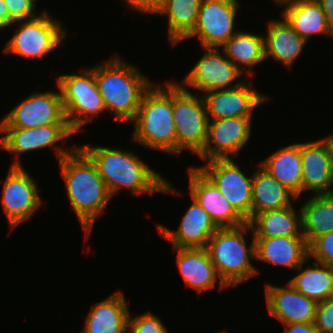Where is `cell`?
<instances>
[{
  "mask_svg": "<svg viewBox=\"0 0 333 333\" xmlns=\"http://www.w3.org/2000/svg\"><path fill=\"white\" fill-rule=\"evenodd\" d=\"M79 147L94 162L112 197L123 187L139 195L178 192L165 177L152 170L130 150L88 144Z\"/></svg>",
  "mask_w": 333,
  "mask_h": 333,
  "instance_id": "1",
  "label": "cell"
},
{
  "mask_svg": "<svg viewBox=\"0 0 333 333\" xmlns=\"http://www.w3.org/2000/svg\"><path fill=\"white\" fill-rule=\"evenodd\" d=\"M66 194L80 222L85 239L112 198L91 158L77 145L58 161Z\"/></svg>",
  "mask_w": 333,
  "mask_h": 333,
  "instance_id": "2",
  "label": "cell"
},
{
  "mask_svg": "<svg viewBox=\"0 0 333 333\" xmlns=\"http://www.w3.org/2000/svg\"><path fill=\"white\" fill-rule=\"evenodd\" d=\"M138 70L122 60L120 55L95 66V80L106 111L113 112L118 122L135 119L143 94L153 84Z\"/></svg>",
  "mask_w": 333,
  "mask_h": 333,
  "instance_id": "3",
  "label": "cell"
},
{
  "mask_svg": "<svg viewBox=\"0 0 333 333\" xmlns=\"http://www.w3.org/2000/svg\"><path fill=\"white\" fill-rule=\"evenodd\" d=\"M152 86L143 94L132 139L144 147L177 157V139L172 113V82Z\"/></svg>",
  "mask_w": 333,
  "mask_h": 333,
  "instance_id": "4",
  "label": "cell"
},
{
  "mask_svg": "<svg viewBox=\"0 0 333 333\" xmlns=\"http://www.w3.org/2000/svg\"><path fill=\"white\" fill-rule=\"evenodd\" d=\"M252 231L248 222L233 228H218L209 239L206 249L220 278V289L236 286L259 271L252 265L255 259V237L248 247L245 233Z\"/></svg>",
  "mask_w": 333,
  "mask_h": 333,
  "instance_id": "5",
  "label": "cell"
},
{
  "mask_svg": "<svg viewBox=\"0 0 333 333\" xmlns=\"http://www.w3.org/2000/svg\"><path fill=\"white\" fill-rule=\"evenodd\" d=\"M80 73L63 74L57 78L66 121L74 133L106 111L95 80V66L82 69Z\"/></svg>",
  "mask_w": 333,
  "mask_h": 333,
  "instance_id": "6",
  "label": "cell"
},
{
  "mask_svg": "<svg viewBox=\"0 0 333 333\" xmlns=\"http://www.w3.org/2000/svg\"><path fill=\"white\" fill-rule=\"evenodd\" d=\"M172 113L177 139V156L185 150L199 155L205 145L208 115L204 100L172 82Z\"/></svg>",
  "mask_w": 333,
  "mask_h": 333,
  "instance_id": "7",
  "label": "cell"
},
{
  "mask_svg": "<svg viewBox=\"0 0 333 333\" xmlns=\"http://www.w3.org/2000/svg\"><path fill=\"white\" fill-rule=\"evenodd\" d=\"M45 11L30 20L16 21L12 25L18 28L10 40L5 43L3 52L24 58H41L52 52L66 37L61 21L52 18Z\"/></svg>",
  "mask_w": 333,
  "mask_h": 333,
  "instance_id": "8",
  "label": "cell"
},
{
  "mask_svg": "<svg viewBox=\"0 0 333 333\" xmlns=\"http://www.w3.org/2000/svg\"><path fill=\"white\" fill-rule=\"evenodd\" d=\"M75 134L68 124H51L36 128H0V147L5 151L16 154L12 166H22L19 157L22 153L40 150L50 147L55 150V156L58 161L68 155L75 147L70 150L58 148L56 143L64 142L68 137ZM56 146V147H55Z\"/></svg>",
  "mask_w": 333,
  "mask_h": 333,
  "instance_id": "9",
  "label": "cell"
},
{
  "mask_svg": "<svg viewBox=\"0 0 333 333\" xmlns=\"http://www.w3.org/2000/svg\"><path fill=\"white\" fill-rule=\"evenodd\" d=\"M219 189L234 210L248 222L252 218L253 174L246 176L233 159H215L198 167Z\"/></svg>",
  "mask_w": 333,
  "mask_h": 333,
  "instance_id": "10",
  "label": "cell"
},
{
  "mask_svg": "<svg viewBox=\"0 0 333 333\" xmlns=\"http://www.w3.org/2000/svg\"><path fill=\"white\" fill-rule=\"evenodd\" d=\"M202 50L206 53L196 62L180 83L184 89L191 88L206 93L231 89L245 81L246 78L239 77L243 72L226 57L223 50L222 53L220 48L202 47ZM237 78L238 81L235 82Z\"/></svg>",
  "mask_w": 333,
  "mask_h": 333,
  "instance_id": "11",
  "label": "cell"
},
{
  "mask_svg": "<svg viewBox=\"0 0 333 333\" xmlns=\"http://www.w3.org/2000/svg\"><path fill=\"white\" fill-rule=\"evenodd\" d=\"M238 0H202L194 30L184 39L198 38L203 48H221L233 35Z\"/></svg>",
  "mask_w": 333,
  "mask_h": 333,
  "instance_id": "12",
  "label": "cell"
},
{
  "mask_svg": "<svg viewBox=\"0 0 333 333\" xmlns=\"http://www.w3.org/2000/svg\"><path fill=\"white\" fill-rule=\"evenodd\" d=\"M68 124L60 92H36L16 105L0 121V128H36Z\"/></svg>",
  "mask_w": 333,
  "mask_h": 333,
  "instance_id": "13",
  "label": "cell"
},
{
  "mask_svg": "<svg viewBox=\"0 0 333 333\" xmlns=\"http://www.w3.org/2000/svg\"><path fill=\"white\" fill-rule=\"evenodd\" d=\"M3 184L2 205L10 230L31 218L42 205L37 184L23 166H12Z\"/></svg>",
  "mask_w": 333,
  "mask_h": 333,
  "instance_id": "14",
  "label": "cell"
},
{
  "mask_svg": "<svg viewBox=\"0 0 333 333\" xmlns=\"http://www.w3.org/2000/svg\"><path fill=\"white\" fill-rule=\"evenodd\" d=\"M252 118H223L209 120L207 138L198 155L204 161L233 159L249 142Z\"/></svg>",
  "mask_w": 333,
  "mask_h": 333,
  "instance_id": "15",
  "label": "cell"
},
{
  "mask_svg": "<svg viewBox=\"0 0 333 333\" xmlns=\"http://www.w3.org/2000/svg\"><path fill=\"white\" fill-rule=\"evenodd\" d=\"M248 80L246 78L243 83L231 89L203 93L208 119L252 118L256 107L269 98L253 88Z\"/></svg>",
  "mask_w": 333,
  "mask_h": 333,
  "instance_id": "16",
  "label": "cell"
},
{
  "mask_svg": "<svg viewBox=\"0 0 333 333\" xmlns=\"http://www.w3.org/2000/svg\"><path fill=\"white\" fill-rule=\"evenodd\" d=\"M189 194L209 214L217 228H233L246 223L216 185L197 167L189 168Z\"/></svg>",
  "mask_w": 333,
  "mask_h": 333,
  "instance_id": "17",
  "label": "cell"
},
{
  "mask_svg": "<svg viewBox=\"0 0 333 333\" xmlns=\"http://www.w3.org/2000/svg\"><path fill=\"white\" fill-rule=\"evenodd\" d=\"M302 192L333 194V156L322 138L301 143Z\"/></svg>",
  "mask_w": 333,
  "mask_h": 333,
  "instance_id": "18",
  "label": "cell"
},
{
  "mask_svg": "<svg viewBox=\"0 0 333 333\" xmlns=\"http://www.w3.org/2000/svg\"><path fill=\"white\" fill-rule=\"evenodd\" d=\"M269 314L283 325L314 323L317 302L299 293L289 282L286 286H265Z\"/></svg>",
  "mask_w": 333,
  "mask_h": 333,
  "instance_id": "19",
  "label": "cell"
},
{
  "mask_svg": "<svg viewBox=\"0 0 333 333\" xmlns=\"http://www.w3.org/2000/svg\"><path fill=\"white\" fill-rule=\"evenodd\" d=\"M191 199L192 204L176 231L160 224L157 228L159 234L171 241L174 248H206L209 239L218 229L197 200L193 196Z\"/></svg>",
  "mask_w": 333,
  "mask_h": 333,
  "instance_id": "20",
  "label": "cell"
},
{
  "mask_svg": "<svg viewBox=\"0 0 333 333\" xmlns=\"http://www.w3.org/2000/svg\"><path fill=\"white\" fill-rule=\"evenodd\" d=\"M255 259L277 266L297 269L309 260L304 236L255 238Z\"/></svg>",
  "mask_w": 333,
  "mask_h": 333,
  "instance_id": "21",
  "label": "cell"
},
{
  "mask_svg": "<svg viewBox=\"0 0 333 333\" xmlns=\"http://www.w3.org/2000/svg\"><path fill=\"white\" fill-rule=\"evenodd\" d=\"M121 290L94 304L80 333L128 332L129 307Z\"/></svg>",
  "mask_w": 333,
  "mask_h": 333,
  "instance_id": "22",
  "label": "cell"
},
{
  "mask_svg": "<svg viewBox=\"0 0 333 333\" xmlns=\"http://www.w3.org/2000/svg\"><path fill=\"white\" fill-rule=\"evenodd\" d=\"M177 266L187 287L199 294L215 287L218 277L206 248H173Z\"/></svg>",
  "mask_w": 333,
  "mask_h": 333,
  "instance_id": "23",
  "label": "cell"
},
{
  "mask_svg": "<svg viewBox=\"0 0 333 333\" xmlns=\"http://www.w3.org/2000/svg\"><path fill=\"white\" fill-rule=\"evenodd\" d=\"M281 18L267 23V35L264 36L265 59L271 56L290 69L300 57L307 41L297 34L283 17Z\"/></svg>",
  "mask_w": 333,
  "mask_h": 333,
  "instance_id": "24",
  "label": "cell"
},
{
  "mask_svg": "<svg viewBox=\"0 0 333 333\" xmlns=\"http://www.w3.org/2000/svg\"><path fill=\"white\" fill-rule=\"evenodd\" d=\"M259 166L297 198L302 193L301 143H294L270 154Z\"/></svg>",
  "mask_w": 333,
  "mask_h": 333,
  "instance_id": "25",
  "label": "cell"
},
{
  "mask_svg": "<svg viewBox=\"0 0 333 333\" xmlns=\"http://www.w3.org/2000/svg\"><path fill=\"white\" fill-rule=\"evenodd\" d=\"M248 223L255 238L303 236L301 211L293 205L258 213Z\"/></svg>",
  "mask_w": 333,
  "mask_h": 333,
  "instance_id": "26",
  "label": "cell"
},
{
  "mask_svg": "<svg viewBox=\"0 0 333 333\" xmlns=\"http://www.w3.org/2000/svg\"><path fill=\"white\" fill-rule=\"evenodd\" d=\"M282 16L307 42L313 35L331 37L326 15L317 0H297L284 4Z\"/></svg>",
  "mask_w": 333,
  "mask_h": 333,
  "instance_id": "27",
  "label": "cell"
},
{
  "mask_svg": "<svg viewBox=\"0 0 333 333\" xmlns=\"http://www.w3.org/2000/svg\"><path fill=\"white\" fill-rule=\"evenodd\" d=\"M291 199H298L260 166L252 180V217L258 213L292 206Z\"/></svg>",
  "mask_w": 333,
  "mask_h": 333,
  "instance_id": "28",
  "label": "cell"
},
{
  "mask_svg": "<svg viewBox=\"0 0 333 333\" xmlns=\"http://www.w3.org/2000/svg\"><path fill=\"white\" fill-rule=\"evenodd\" d=\"M260 35L238 31L221 47L226 57L245 73V77L252 76L253 67L266 60L264 36Z\"/></svg>",
  "mask_w": 333,
  "mask_h": 333,
  "instance_id": "29",
  "label": "cell"
},
{
  "mask_svg": "<svg viewBox=\"0 0 333 333\" xmlns=\"http://www.w3.org/2000/svg\"><path fill=\"white\" fill-rule=\"evenodd\" d=\"M202 0H162L159 15L167 16L169 41L173 46L194 30Z\"/></svg>",
  "mask_w": 333,
  "mask_h": 333,
  "instance_id": "30",
  "label": "cell"
},
{
  "mask_svg": "<svg viewBox=\"0 0 333 333\" xmlns=\"http://www.w3.org/2000/svg\"><path fill=\"white\" fill-rule=\"evenodd\" d=\"M301 206L302 234L308 244L333 231V194L313 195Z\"/></svg>",
  "mask_w": 333,
  "mask_h": 333,
  "instance_id": "31",
  "label": "cell"
},
{
  "mask_svg": "<svg viewBox=\"0 0 333 333\" xmlns=\"http://www.w3.org/2000/svg\"><path fill=\"white\" fill-rule=\"evenodd\" d=\"M296 270L299 273L288 282L299 293L317 303L332 298L333 266L313 262L308 268L302 264Z\"/></svg>",
  "mask_w": 333,
  "mask_h": 333,
  "instance_id": "32",
  "label": "cell"
},
{
  "mask_svg": "<svg viewBox=\"0 0 333 333\" xmlns=\"http://www.w3.org/2000/svg\"><path fill=\"white\" fill-rule=\"evenodd\" d=\"M158 317L147 311L141 315L132 318L131 313H129L128 318V332L130 333H168L166 326Z\"/></svg>",
  "mask_w": 333,
  "mask_h": 333,
  "instance_id": "33",
  "label": "cell"
},
{
  "mask_svg": "<svg viewBox=\"0 0 333 333\" xmlns=\"http://www.w3.org/2000/svg\"><path fill=\"white\" fill-rule=\"evenodd\" d=\"M309 259L333 266V231L319 235L308 244Z\"/></svg>",
  "mask_w": 333,
  "mask_h": 333,
  "instance_id": "34",
  "label": "cell"
},
{
  "mask_svg": "<svg viewBox=\"0 0 333 333\" xmlns=\"http://www.w3.org/2000/svg\"><path fill=\"white\" fill-rule=\"evenodd\" d=\"M9 13V26L16 21L30 20L36 15V0H4Z\"/></svg>",
  "mask_w": 333,
  "mask_h": 333,
  "instance_id": "35",
  "label": "cell"
},
{
  "mask_svg": "<svg viewBox=\"0 0 333 333\" xmlns=\"http://www.w3.org/2000/svg\"><path fill=\"white\" fill-rule=\"evenodd\" d=\"M314 326L319 333H333V298L317 303Z\"/></svg>",
  "mask_w": 333,
  "mask_h": 333,
  "instance_id": "36",
  "label": "cell"
},
{
  "mask_svg": "<svg viewBox=\"0 0 333 333\" xmlns=\"http://www.w3.org/2000/svg\"><path fill=\"white\" fill-rule=\"evenodd\" d=\"M128 4V9L140 12L141 14H158L162 0H123Z\"/></svg>",
  "mask_w": 333,
  "mask_h": 333,
  "instance_id": "37",
  "label": "cell"
},
{
  "mask_svg": "<svg viewBox=\"0 0 333 333\" xmlns=\"http://www.w3.org/2000/svg\"><path fill=\"white\" fill-rule=\"evenodd\" d=\"M284 333H319L314 323H292L284 325Z\"/></svg>",
  "mask_w": 333,
  "mask_h": 333,
  "instance_id": "38",
  "label": "cell"
},
{
  "mask_svg": "<svg viewBox=\"0 0 333 333\" xmlns=\"http://www.w3.org/2000/svg\"><path fill=\"white\" fill-rule=\"evenodd\" d=\"M326 15L327 24L333 37V0H317Z\"/></svg>",
  "mask_w": 333,
  "mask_h": 333,
  "instance_id": "39",
  "label": "cell"
},
{
  "mask_svg": "<svg viewBox=\"0 0 333 333\" xmlns=\"http://www.w3.org/2000/svg\"><path fill=\"white\" fill-rule=\"evenodd\" d=\"M9 27V13L5 1L0 0V29ZM0 30V31H1Z\"/></svg>",
  "mask_w": 333,
  "mask_h": 333,
  "instance_id": "40",
  "label": "cell"
},
{
  "mask_svg": "<svg viewBox=\"0 0 333 333\" xmlns=\"http://www.w3.org/2000/svg\"><path fill=\"white\" fill-rule=\"evenodd\" d=\"M323 139L326 141V143L328 144L329 146V149H330V153L332 154L333 156V134L330 135V136H327V137H323Z\"/></svg>",
  "mask_w": 333,
  "mask_h": 333,
  "instance_id": "41",
  "label": "cell"
},
{
  "mask_svg": "<svg viewBox=\"0 0 333 333\" xmlns=\"http://www.w3.org/2000/svg\"><path fill=\"white\" fill-rule=\"evenodd\" d=\"M294 1H297V0H274V2H275L276 4H278L279 6H280V5H284V4H286V3L294 2Z\"/></svg>",
  "mask_w": 333,
  "mask_h": 333,
  "instance_id": "42",
  "label": "cell"
},
{
  "mask_svg": "<svg viewBox=\"0 0 333 333\" xmlns=\"http://www.w3.org/2000/svg\"><path fill=\"white\" fill-rule=\"evenodd\" d=\"M214 333H228L227 330H223V331H220V332H214Z\"/></svg>",
  "mask_w": 333,
  "mask_h": 333,
  "instance_id": "43",
  "label": "cell"
}]
</instances>
